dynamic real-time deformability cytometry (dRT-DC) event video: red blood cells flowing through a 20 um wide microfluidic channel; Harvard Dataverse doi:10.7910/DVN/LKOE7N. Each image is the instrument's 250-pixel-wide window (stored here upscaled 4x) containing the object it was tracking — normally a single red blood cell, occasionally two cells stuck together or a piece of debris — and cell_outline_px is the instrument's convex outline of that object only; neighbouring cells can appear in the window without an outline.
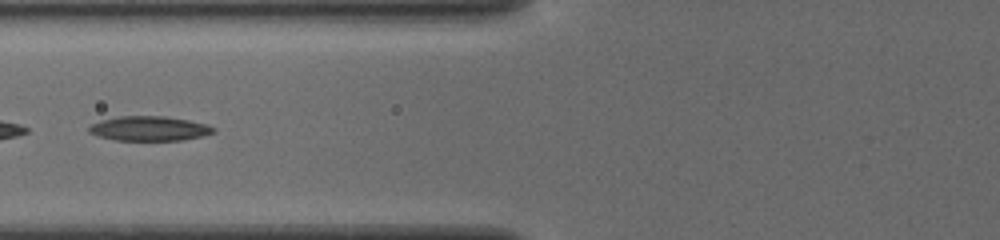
{"species": "common noctule bat (a hibernating species)", "species_latin": "Nyctalus noctula", "temperature_condition": "cold", "stored_images_in_passage": 49, "segment_of_instrument_passage": [2, 2], "camera_frame_rate_fps": 3000, "um_per_image_px": 0.085, "animal": {"sex": "female", "body_mass_g": 19.5, "forearm_length_mm": 54.1}, "frame": {"image": 1, "passage_image": 25, "time_ms": 8.0, "image_size_px": [1000, 240], "cell_outline_px": [[216, 132], [204, 136], [180, 140], [116, 140], [96, 136], [88, 132], [88, 128], [92, 124], [100, 120], [116, 116], [164, 116], [188, 120], [208, 124], [216, 128]], "centroid_in_image_um": [12.7, 10.92], "position_along_channel_um": 113.1, "area_um2": 18.03}}
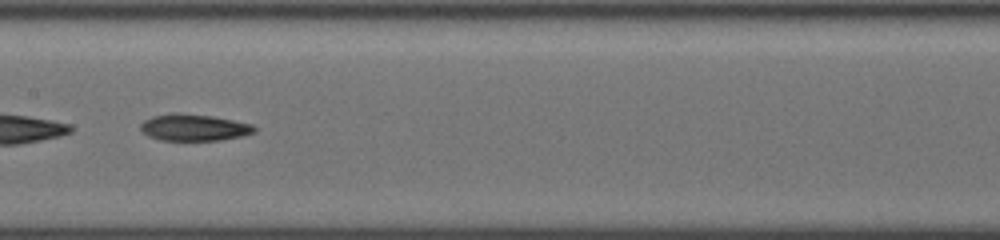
{"frame": {"image": 2, "passage_image": 31, "time_ms": 10.0, "image_size_px": [1000, 240], "cell_outline_px": [[256, 132], [244, 136], [220, 140], [160, 140], [148, 136], [140, 128], [140, 124], [144, 120], [152, 116], [172, 112], [176, 112], [212, 116], [252, 124], [256, 128]], "centroid_in_image_um": [16.48, 10.83], "position_along_channel_um": 190.9, "area_um2": 17.8}}
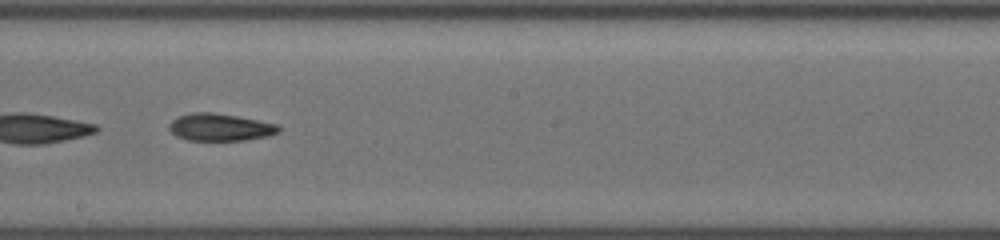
{"frame": {"image": 3, "passage_image": 34, "time_ms": 11.0, "image_size_px": [1000, 240], "cell_outline_px": [[280, 128], [276, 132], [268, 136], [244, 140], [188, 140], [176, 136], [168, 128], [168, 124], [172, 120], [180, 116], [192, 112], [212, 112], [236, 116], [276, 124]], "centroid_in_image_um": [18.65, 10.81], "position_along_channel_um": 229.5, "area_um2": 17.17}}